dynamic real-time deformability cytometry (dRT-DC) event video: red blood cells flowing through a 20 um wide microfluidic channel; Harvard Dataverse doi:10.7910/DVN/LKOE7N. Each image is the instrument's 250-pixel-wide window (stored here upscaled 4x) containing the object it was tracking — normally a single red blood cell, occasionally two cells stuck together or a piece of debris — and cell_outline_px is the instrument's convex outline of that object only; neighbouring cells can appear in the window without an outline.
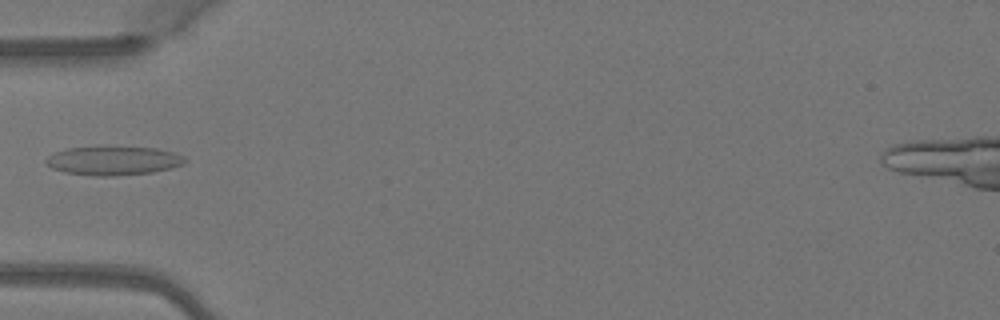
{"species": "Egyptian fruit bat (a non-hibernating species)", "species_latin": "Rousettus aegyptiacus", "temperature_condition": "warm", "stored_images_in_passage": 1, "camera_frame_rate_fps": 3000, "um_per_image_px": 0.085, "animal": {"sex": "female"}, "frame": {"image": 1, "passage_image": 1, "time_ms": 0.0, "image_size_px": [1000, 320], "cell_outline_px": [[188, 160], [184, 164], [172, 168], [152, 172], [116, 176], [92, 176], [64, 172], [52, 168], [44, 160], [48, 156], [64, 148], [104, 144], [156, 148], [176, 152], [184, 156]], "centroid_in_image_um": [9.65, 13.61], "position_along_channel_um": 75.3, "area_um2": 24.51}}